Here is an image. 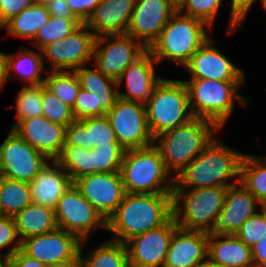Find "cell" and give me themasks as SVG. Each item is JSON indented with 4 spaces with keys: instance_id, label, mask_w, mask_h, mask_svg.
Listing matches in <instances>:
<instances>
[{
    "instance_id": "6da1fadb",
    "label": "cell",
    "mask_w": 266,
    "mask_h": 267,
    "mask_svg": "<svg viewBox=\"0 0 266 267\" xmlns=\"http://www.w3.org/2000/svg\"><path fill=\"white\" fill-rule=\"evenodd\" d=\"M173 216V194L125 193L115 213L107 220L110 240L126 243L134 236L165 224Z\"/></svg>"
},
{
    "instance_id": "7a4b0ae2",
    "label": "cell",
    "mask_w": 266,
    "mask_h": 267,
    "mask_svg": "<svg viewBox=\"0 0 266 267\" xmlns=\"http://www.w3.org/2000/svg\"><path fill=\"white\" fill-rule=\"evenodd\" d=\"M245 153L214 138L181 173L174 178V190L210 187L228 188L239 183L240 166ZM235 179L230 183V179Z\"/></svg>"
},
{
    "instance_id": "3957f363",
    "label": "cell",
    "mask_w": 266,
    "mask_h": 267,
    "mask_svg": "<svg viewBox=\"0 0 266 267\" xmlns=\"http://www.w3.org/2000/svg\"><path fill=\"white\" fill-rule=\"evenodd\" d=\"M220 128L205 118L193 117L187 123L154 138L167 171L173 177L189 165L215 138ZM172 171V172H171Z\"/></svg>"
},
{
    "instance_id": "277c9868",
    "label": "cell",
    "mask_w": 266,
    "mask_h": 267,
    "mask_svg": "<svg viewBox=\"0 0 266 267\" xmlns=\"http://www.w3.org/2000/svg\"><path fill=\"white\" fill-rule=\"evenodd\" d=\"M120 174L126 193L173 194L174 177L169 178L170 173L154 144L125 150Z\"/></svg>"
},
{
    "instance_id": "5b68a950",
    "label": "cell",
    "mask_w": 266,
    "mask_h": 267,
    "mask_svg": "<svg viewBox=\"0 0 266 267\" xmlns=\"http://www.w3.org/2000/svg\"><path fill=\"white\" fill-rule=\"evenodd\" d=\"M189 106L194 117L214 122L220 129L227 123L234 109V100L246 107L248 99L241 96L238 87L244 80H211L191 78L184 80Z\"/></svg>"
},
{
    "instance_id": "8992f818",
    "label": "cell",
    "mask_w": 266,
    "mask_h": 267,
    "mask_svg": "<svg viewBox=\"0 0 266 267\" xmlns=\"http://www.w3.org/2000/svg\"><path fill=\"white\" fill-rule=\"evenodd\" d=\"M206 26L209 28L205 22L176 11L148 50L157 63L167 58L185 66L211 37Z\"/></svg>"
},
{
    "instance_id": "52a82bcc",
    "label": "cell",
    "mask_w": 266,
    "mask_h": 267,
    "mask_svg": "<svg viewBox=\"0 0 266 267\" xmlns=\"http://www.w3.org/2000/svg\"><path fill=\"white\" fill-rule=\"evenodd\" d=\"M145 108L147 125L153 138L187 123L194 117L184 80L162 78L155 86Z\"/></svg>"
},
{
    "instance_id": "ba28073f",
    "label": "cell",
    "mask_w": 266,
    "mask_h": 267,
    "mask_svg": "<svg viewBox=\"0 0 266 267\" xmlns=\"http://www.w3.org/2000/svg\"><path fill=\"white\" fill-rule=\"evenodd\" d=\"M227 188L173 191V216L178 227L210 232L222 211Z\"/></svg>"
},
{
    "instance_id": "9c48e42d",
    "label": "cell",
    "mask_w": 266,
    "mask_h": 267,
    "mask_svg": "<svg viewBox=\"0 0 266 267\" xmlns=\"http://www.w3.org/2000/svg\"><path fill=\"white\" fill-rule=\"evenodd\" d=\"M81 89L72 109L76 120L105 116L118 99L117 81L106 77L96 67L75 70Z\"/></svg>"
},
{
    "instance_id": "30bf717a",
    "label": "cell",
    "mask_w": 266,
    "mask_h": 267,
    "mask_svg": "<svg viewBox=\"0 0 266 267\" xmlns=\"http://www.w3.org/2000/svg\"><path fill=\"white\" fill-rule=\"evenodd\" d=\"M50 161L13 129L0 144V176L30 183Z\"/></svg>"
},
{
    "instance_id": "8fae6325",
    "label": "cell",
    "mask_w": 266,
    "mask_h": 267,
    "mask_svg": "<svg viewBox=\"0 0 266 267\" xmlns=\"http://www.w3.org/2000/svg\"><path fill=\"white\" fill-rule=\"evenodd\" d=\"M54 212L57 227L75 234L81 241H87L94 229H107V221L74 184L57 201Z\"/></svg>"
},
{
    "instance_id": "7c38bea8",
    "label": "cell",
    "mask_w": 266,
    "mask_h": 267,
    "mask_svg": "<svg viewBox=\"0 0 266 267\" xmlns=\"http://www.w3.org/2000/svg\"><path fill=\"white\" fill-rule=\"evenodd\" d=\"M147 50L128 34L99 36L95 38L93 64L106 77L117 81L122 72Z\"/></svg>"
},
{
    "instance_id": "4fadbf2b",
    "label": "cell",
    "mask_w": 266,
    "mask_h": 267,
    "mask_svg": "<svg viewBox=\"0 0 266 267\" xmlns=\"http://www.w3.org/2000/svg\"><path fill=\"white\" fill-rule=\"evenodd\" d=\"M119 144L125 149L144 148L154 144L146 117L145 105L118 98L106 112Z\"/></svg>"
},
{
    "instance_id": "5bb4252c",
    "label": "cell",
    "mask_w": 266,
    "mask_h": 267,
    "mask_svg": "<svg viewBox=\"0 0 266 267\" xmlns=\"http://www.w3.org/2000/svg\"><path fill=\"white\" fill-rule=\"evenodd\" d=\"M95 38L94 33L83 23L64 39L46 45L41 50L42 58L50 61L51 71H75L93 61Z\"/></svg>"
},
{
    "instance_id": "9a60e30c",
    "label": "cell",
    "mask_w": 266,
    "mask_h": 267,
    "mask_svg": "<svg viewBox=\"0 0 266 267\" xmlns=\"http://www.w3.org/2000/svg\"><path fill=\"white\" fill-rule=\"evenodd\" d=\"M85 242L57 227L51 232L24 239L21 250L31 258L51 265L75 260Z\"/></svg>"
},
{
    "instance_id": "2e32d148",
    "label": "cell",
    "mask_w": 266,
    "mask_h": 267,
    "mask_svg": "<svg viewBox=\"0 0 266 267\" xmlns=\"http://www.w3.org/2000/svg\"><path fill=\"white\" fill-rule=\"evenodd\" d=\"M73 184L106 221L115 213L126 193L120 172L84 175Z\"/></svg>"
},
{
    "instance_id": "e0dca14e",
    "label": "cell",
    "mask_w": 266,
    "mask_h": 267,
    "mask_svg": "<svg viewBox=\"0 0 266 267\" xmlns=\"http://www.w3.org/2000/svg\"><path fill=\"white\" fill-rule=\"evenodd\" d=\"M177 227L172 216L165 224L128 240L125 243L128 264L133 267H163Z\"/></svg>"
},
{
    "instance_id": "ac0fdd59",
    "label": "cell",
    "mask_w": 266,
    "mask_h": 267,
    "mask_svg": "<svg viewBox=\"0 0 266 267\" xmlns=\"http://www.w3.org/2000/svg\"><path fill=\"white\" fill-rule=\"evenodd\" d=\"M175 12L168 0H136L126 34L149 49Z\"/></svg>"
},
{
    "instance_id": "d6986e66",
    "label": "cell",
    "mask_w": 266,
    "mask_h": 267,
    "mask_svg": "<svg viewBox=\"0 0 266 267\" xmlns=\"http://www.w3.org/2000/svg\"><path fill=\"white\" fill-rule=\"evenodd\" d=\"M261 209L260 202L241 183L227 188L222 211L209 234H236L242 224Z\"/></svg>"
},
{
    "instance_id": "ffe728a7",
    "label": "cell",
    "mask_w": 266,
    "mask_h": 267,
    "mask_svg": "<svg viewBox=\"0 0 266 267\" xmlns=\"http://www.w3.org/2000/svg\"><path fill=\"white\" fill-rule=\"evenodd\" d=\"M213 38H209L184 66L191 78L211 80H245L244 71L215 48Z\"/></svg>"
},
{
    "instance_id": "44dd1931",
    "label": "cell",
    "mask_w": 266,
    "mask_h": 267,
    "mask_svg": "<svg viewBox=\"0 0 266 267\" xmlns=\"http://www.w3.org/2000/svg\"><path fill=\"white\" fill-rule=\"evenodd\" d=\"M13 130L49 160H57L63 151L66 127L52 123L44 116L24 119Z\"/></svg>"
},
{
    "instance_id": "7402d4cb",
    "label": "cell",
    "mask_w": 266,
    "mask_h": 267,
    "mask_svg": "<svg viewBox=\"0 0 266 267\" xmlns=\"http://www.w3.org/2000/svg\"><path fill=\"white\" fill-rule=\"evenodd\" d=\"M155 63L149 50L132 62L117 80L118 88L126 83L125 91L118 90V98L145 105L155 86L162 80V77L155 75Z\"/></svg>"
},
{
    "instance_id": "603a6c76",
    "label": "cell",
    "mask_w": 266,
    "mask_h": 267,
    "mask_svg": "<svg viewBox=\"0 0 266 267\" xmlns=\"http://www.w3.org/2000/svg\"><path fill=\"white\" fill-rule=\"evenodd\" d=\"M209 233L177 227L163 267H194L207 257Z\"/></svg>"
},
{
    "instance_id": "cb8c5ba5",
    "label": "cell",
    "mask_w": 266,
    "mask_h": 267,
    "mask_svg": "<svg viewBox=\"0 0 266 267\" xmlns=\"http://www.w3.org/2000/svg\"><path fill=\"white\" fill-rule=\"evenodd\" d=\"M135 1L101 0L85 24L94 33L95 37L126 34Z\"/></svg>"
},
{
    "instance_id": "d4e9b609",
    "label": "cell",
    "mask_w": 266,
    "mask_h": 267,
    "mask_svg": "<svg viewBox=\"0 0 266 267\" xmlns=\"http://www.w3.org/2000/svg\"><path fill=\"white\" fill-rule=\"evenodd\" d=\"M73 185V180L56 160L50 162L29 183L31 202L55 208L64 192Z\"/></svg>"
},
{
    "instance_id": "484cf974",
    "label": "cell",
    "mask_w": 266,
    "mask_h": 267,
    "mask_svg": "<svg viewBox=\"0 0 266 267\" xmlns=\"http://www.w3.org/2000/svg\"><path fill=\"white\" fill-rule=\"evenodd\" d=\"M111 143L119 142L106 115L75 120L66 127L64 146L92 149Z\"/></svg>"
},
{
    "instance_id": "4316f807",
    "label": "cell",
    "mask_w": 266,
    "mask_h": 267,
    "mask_svg": "<svg viewBox=\"0 0 266 267\" xmlns=\"http://www.w3.org/2000/svg\"><path fill=\"white\" fill-rule=\"evenodd\" d=\"M207 256L222 267H254L251 247L235 234H209Z\"/></svg>"
},
{
    "instance_id": "83f0119b",
    "label": "cell",
    "mask_w": 266,
    "mask_h": 267,
    "mask_svg": "<svg viewBox=\"0 0 266 267\" xmlns=\"http://www.w3.org/2000/svg\"><path fill=\"white\" fill-rule=\"evenodd\" d=\"M13 218L21 242L57 228L54 209L43 205L31 203Z\"/></svg>"
},
{
    "instance_id": "f1b7e54d",
    "label": "cell",
    "mask_w": 266,
    "mask_h": 267,
    "mask_svg": "<svg viewBox=\"0 0 266 267\" xmlns=\"http://www.w3.org/2000/svg\"><path fill=\"white\" fill-rule=\"evenodd\" d=\"M44 63L41 51L21 48L16 54H7V78L22 79L24 85L42 84L45 80L42 73L47 70Z\"/></svg>"
},
{
    "instance_id": "f546056e",
    "label": "cell",
    "mask_w": 266,
    "mask_h": 267,
    "mask_svg": "<svg viewBox=\"0 0 266 267\" xmlns=\"http://www.w3.org/2000/svg\"><path fill=\"white\" fill-rule=\"evenodd\" d=\"M49 18L50 14L46 5L33 3L20 14L7 21L1 27V30L6 28L9 35L33 40L41 27L48 22Z\"/></svg>"
},
{
    "instance_id": "4dcf8cb0",
    "label": "cell",
    "mask_w": 266,
    "mask_h": 267,
    "mask_svg": "<svg viewBox=\"0 0 266 267\" xmlns=\"http://www.w3.org/2000/svg\"><path fill=\"white\" fill-rule=\"evenodd\" d=\"M79 259L81 267H127L128 253L124 243L108 240L89 252L82 255L80 248Z\"/></svg>"
},
{
    "instance_id": "1f68e13d",
    "label": "cell",
    "mask_w": 266,
    "mask_h": 267,
    "mask_svg": "<svg viewBox=\"0 0 266 267\" xmlns=\"http://www.w3.org/2000/svg\"><path fill=\"white\" fill-rule=\"evenodd\" d=\"M241 183L266 207V159L245 153L240 166Z\"/></svg>"
},
{
    "instance_id": "d6a6232c",
    "label": "cell",
    "mask_w": 266,
    "mask_h": 267,
    "mask_svg": "<svg viewBox=\"0 0 266 267\" xmlns=\"http://www.w3.org/2000/svg\"><path fill=\"white\" fill-rule=\"evenodd\" d=\"M31 203L28 182L0 176V208L2 215L14 217Z\"/></svg>"
},
{
    "instance_id": "836d02e7",
    "label": "cell",
    "mask_w": 266,
    "mask_h": 267,
    "mask_svg": "<svg viewBox=\"0 0 266 267\" xmlns=\"http://www.w3.org/2000/svg\"><path fill=\"white\" fill-rule=\"evenodd\" d=\"M75 179L95 174V160L91 149L79 146H64L60 157L56 160Z\"/></svg>"
},
{
    "instance_id": "e575fe53",
    "label": "cell",
    "mask_w": 266,
    "mask_h": 267,
    "mask_svg": "<svg viewBox=\"0 0 266 267\" xmlns=\"http://www.w3.org/2000/svg\"><path fill=\"white\" fill-rule=\"evenodd\" d=\"M47 74L44 80L45 88L73 109L81 89L75 71H50Z\"/></svg>"
},
{
    "instance_id": "d590c367",
    "label": "cell",
    "mask_w": 266,
    "mask_h": 267,
    "mask_svg": "<svg viewBox=\"0 0 266 267\" xmlns=\"http://www.w3.org/2000/svg\"><path fill=\"white\" fill-rule=\"evenodd\" d=\"M82 24L79 19L50 16L48 22L41 27L32 43L41 51L46 45L72 34Z\"/></svg>"
},
{
    "instance_id": "8d00e7d4",
    "label": "cell",
    "mask_w": 266,
    "mask_h": 267,
    "mask_svg": "<svg viewBox=\"0 0 266 267\" xmlns=\"http://www.w3.org/2000/svg\"><path fill=\"white\" fill-rule=\"evenodd\" d=\"M15 105L17 121L11 129L24 119L43 116L42 84L23 85L18 92Z\"/></svg>"
},
{
    "instance_id": "74e56055",
    "label": "cell",
    "mask_w": 266,
    "mask_h": 267,
    "mask_svg": "<svg viewBox=\"0 0 266 267\" xmlns=\"http://www.w3.org/2000/svg\"><path fill=\"white\" fill-rule=\"evenodd\" d=\"M42 108L43 116L52 123L67 127L76 120L72 108L47 90L44 83H42Z\"/></svg>"
},
{
    "instance_id": "f35d334b",
    "label": "cell",
    "mask_w": 266,
    "mask_h": 267,
    "mask_svg": "<svg viewBox=\"0 0 266 267\" xmlns=\"http://www.w3.org/2000/svg\"><path fill=\"white\" fill-rule=\"evenodd\" d=\"M95 160V173L120 172L125 149L119 143L91 149Z\"/></svg>"
},
{
    "instance_id": "ab89813d",
    "label": "cell",
    "mask_w": 266,
    "mask_h": 267,
    "mask_svg": "<svg viewBox=\"0 0 266 267\" xmlns=\"http://www.w3.org/2000/svg\"><path fill=\"white\" fill-rule=\"evenodd\" d=\"M221 5L222 0H187L178 12L189 17H194L205 22L209 27H213L214 20Z\"/></svg>"
},
{
    "instance_id": "60d3db41",
    "label": "cell",
    "mask_w": 266,
    "mask_h": 267,
    "mask_svg": "<svg viewBox=\"0 0 266 267\" xmlns=\"http://www.w3.org/2000/svg\"><path fill=\"white\" fill-rule=\"evenodd\" d=\"M244 244L252 247L266 235V207L248 218L235 234Z\"/></svg>"
},
{
    "instance_id": "b9f144b4",
    "label": "cell",
    "mask_w": 266,
    "mask_h": 267,
    "mask_svg": "<svg viewBox=\"0 0 266 267\" xmlns=\"http://www.w3.org/2000/svg\"><path fill=\"white\" fill-rule=\"evenodd\" d=\"M8 246H10L9 250L2 253L1 251ZM19 249H21V240L17 233L14 218L4 215L0 216V254L7 259Z\"/></svg>"
},
{
    "instance_id": "7bdbcfd3",
    "label": "cell",
    "mask_w": 266,
    "mask_h": 267,
    "mask_svg": "<svg viewBox=\"0 0 266 267\" xmlns=\"http://www.w3.org/2000/svg\"><path fill=\"white\" fill-rule=\"evenodd\" d=\"M256 0H231V13L227 33L231 34L236 29L239 30L242 22L245 21L248 11ZM236 28V29H235Z\"/></svg>"
},
{
    "instance_id": "ee69618b",
    "label": "cell",
    "mask_w": 266,
    "mask_h": 267,
    "mask_svg": "<svg viewBox=\"0 0 266 267\" xmlns=\"http://www.w3.org/2000/svg\"><path fill=\"white\" fill-rule=\"evenodd\" d=\"M33 4L32 0H0V29L12 17Z\"/></svg>"
},
{
    "instance_id": "f6af8a7d",
    "label": "cell",
    "mask_w": 266,
    "mask_h": 267,
    "mask_svg": "<svg viewBox=\"0 0 266 267\" xmlns=\"http://www.w3.org/2000/svg\"><path fill=\"white\" fill-rule=\"evenodd\" d=\"M72 13L85 23L101 0H66Z\"/></svg>"
},
{
    "instance_id": "bcb514c9",
    "label": "cell",
    "mask_w": 266,
    "mask_h": 267,
    "mask_svg": "<svg viewBox=\"0 0 266 267\" xmlns=\"http://www.w3.org/2000/svg\"><path fill=\"white\" fill-rule=\"evenodd\" d=\"M6 267H48V265L29 257L19 249L6 259Z\"/></svg>"
},
{
    "instance_id": "7dc6e473",
    "label": "cell",
    "mask_w": 266,
    "mask_h": 267,
    "mask_svg": "<svg viewBox=\"0 0 266 267\" xmlns=\"http://www.w3.org/2000/svg\"><path fill=\"white\" fill-rule=\"evenodd\" d=\"M50 16L64 19H78L69 8L66 0H50L46 4Z\"/></svg>"
},
{
    "instance_id": "c3c4849f",
    "label": "cell",
    "mask_w": 266,
    "mask_h": 267,
    "mask_svg": "<svg viewBox=\"0 0 266 267\" xmlns=\"http://www.w3.org/2000/svg\"><path fill=\"white\" fill-rule=\"evenodd\" d=\"M254 267H266V235L251 247Z\"/></svg>"
},
{
    "instance_id": "681fc988",
    "label": "cell",
    "mask_w": 266,
    "mask_h": 267,
    "mask_svg": "<svg viewBox=\"0 0 266 267\" xmlns=\"http://www.w3.org/2000/svg\"><path fill=\"white\" fill-rule=\"evenodd\" d=\"M7 78V54L0 52V89L6 85Z\"/></svg>"
},
{
    "instance_id": "f907efd6",
    "label": "cell",
    "mask_w": 266,
    "mask_h": 267,
    "mask_svg": "<svg viewBox=\"0 0 266 267\" xmlns=\"http://www.w3.org/2000/svg\"><path fill=\"white\" fill-rule=\"evenodd\" d=\"M48 267H81V262L78 256L75 260L66 261V262L58 263V264H51V265H48Z\"/></svg>"
},
{
    "instance_id": "816d5d0a",
    "label": "cell",
    "mask_w": 266,
    "mask_h": 267,
    "mask_svg": "<svg viewBox=\"0 0 266 267\" xmlns=\"http://www.w3.org/2000/svg\"><path fill=\"white\" fill-rule=\"evenodd\" d=\"M194 267H222L220 264L212 261L208 256L196 264Z\"/></svg>"
},
{
    "instance_id": "f5cc1de1",
    "label": "cell",
    "mask_w": 266,
    "mask_h": 267,
    "mask_svg": "<svg viewBox=\"0 0 266 267\" xmlns=\"http://www.w3.org/2000/svg\"><path fill=\"white\" fill-rule=\"evenodd\" d=\"M187 0H168L169 4L178 11Z\"/></svg>"
},
{
    "instance_id": "db71d44e",
    "label": "cell",
    "mask_w": 266,
    "mask_h": 267,
    "mask_svg": "<svg viewBox=\"0 0 266 267\" xmlns=\"http://www.w3.org/2000/svg\"><path fill=\"white\" fill-rule=\"evenodd\" d=\"M0 267H6V258L0 254Z\"/></svg>"
},
{
    "instance_id": "11a10c76",
    "label": "cell",
    "mask_w": 266,
    "mask_h": 267,
    "mask_svg": "<svg viewBox=\"0 0 266 267\" xmlns=\"http://www.w3.org/2000/svg\"><path fill=\"white\" fill-rule=\"evenodd\" d=\"M34 4H44L46 5L50 0H32Z\"/></svg>"
},
{
    "instance_id": "9f6ffc18",
    "label": "cell",
    "mask_w": 266,
    "mask_h": 267,
    "mask_svg": "<svg viewBox=\"0 0 266 267\" xmlns=\"http://www.w3.org/2000/svg\"><path fill=\"white\" fill-rule=\"evenodd\" d=\"M263 9L266 11V0H261Z\"/></svg>"
}]
</instances>
